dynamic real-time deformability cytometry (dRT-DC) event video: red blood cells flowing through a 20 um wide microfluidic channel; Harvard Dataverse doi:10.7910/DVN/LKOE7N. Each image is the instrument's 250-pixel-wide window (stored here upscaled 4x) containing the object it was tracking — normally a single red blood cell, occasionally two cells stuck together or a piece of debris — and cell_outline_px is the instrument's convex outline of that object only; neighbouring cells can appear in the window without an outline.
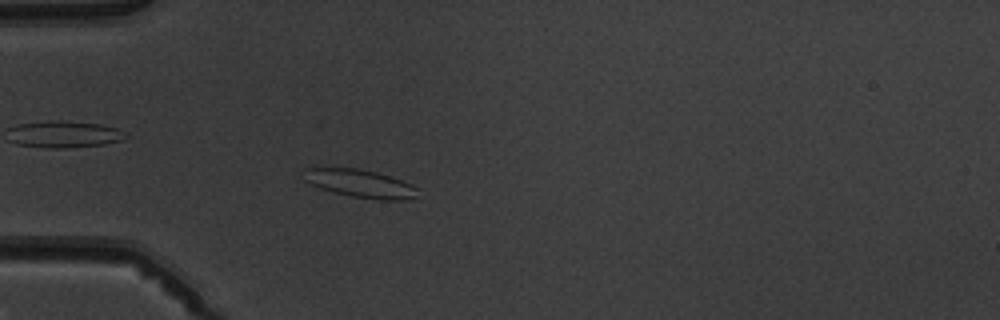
{"species": "common noctule bat (a hibernating species)", "species_latin": "Nyctalus noctula", "temperature_condition": "warm", "stored_images_in_passage": 4, "camera_frame_rate_fps": 3000, "um_per_image_px": 0.085, "animal": {"sex": "male", "body_mass_g": 19.5, "forearm_length_mm": 54.6}, "frame": {"image": 1, "passage_image": 4, "time_ms": 3.667, "image_size_px": [1000, 320], "cell_outline_px": [[416, 196], [404, 200], [376, 200], [352, 196], [320, 188], [304, 180], [304, 168], [360, 168], [376, 172], [412, 184], [416, 188]], "centroid_in_image_um": [30.61, 15.6], "position_along_channel_um": 54.4, "area_um2": 18.32}}